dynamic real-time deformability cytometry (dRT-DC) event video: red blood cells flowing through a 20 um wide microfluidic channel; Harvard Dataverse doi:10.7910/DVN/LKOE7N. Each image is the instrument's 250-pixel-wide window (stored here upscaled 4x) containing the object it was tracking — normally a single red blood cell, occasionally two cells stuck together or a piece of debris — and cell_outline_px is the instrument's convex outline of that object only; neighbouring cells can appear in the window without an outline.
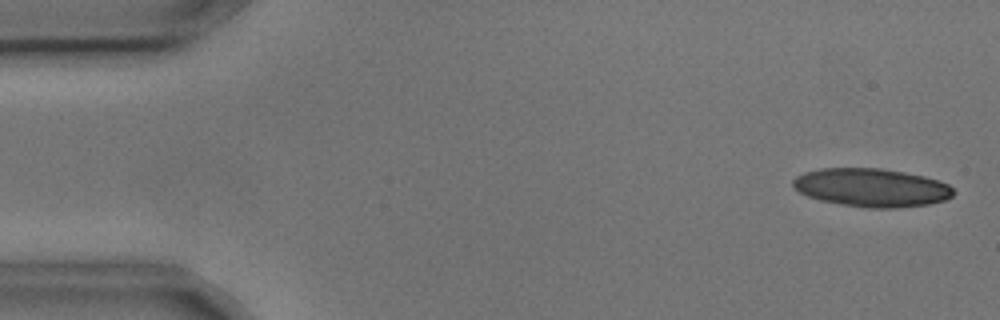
{"species": "common noctule bat (a hibernating species)", "species_latin": "Nyctalus noctula", "temperature_condition": "cold", "stored_images_in_passage": 5, "camera_frame_rate_fps": 3000, "um_per_image_px": 0.085, "animal": {"sex": "male", "body_mass_g": 17.9, "forearm_length_mm": 54.2}, "frame": {"image": 1, "passage_image": 1, "time_ms": 0.0, "image_size_px": [1000, 320], "cell_outline_px": [[956, 192], [952, 196], [944, 200], [928, 204], [900, 208], [868, 208], [820, 200], [808, 196], [792, 188], [792, 180], [796, 176], [804, 172], [820, 168], [880, 168], [904, 172], [924, 176], [948, 184]], "centroid_in_image_um": [74.06, 15.94], "position_along_channel_um": 10.9, "area_um2": 35.89}}